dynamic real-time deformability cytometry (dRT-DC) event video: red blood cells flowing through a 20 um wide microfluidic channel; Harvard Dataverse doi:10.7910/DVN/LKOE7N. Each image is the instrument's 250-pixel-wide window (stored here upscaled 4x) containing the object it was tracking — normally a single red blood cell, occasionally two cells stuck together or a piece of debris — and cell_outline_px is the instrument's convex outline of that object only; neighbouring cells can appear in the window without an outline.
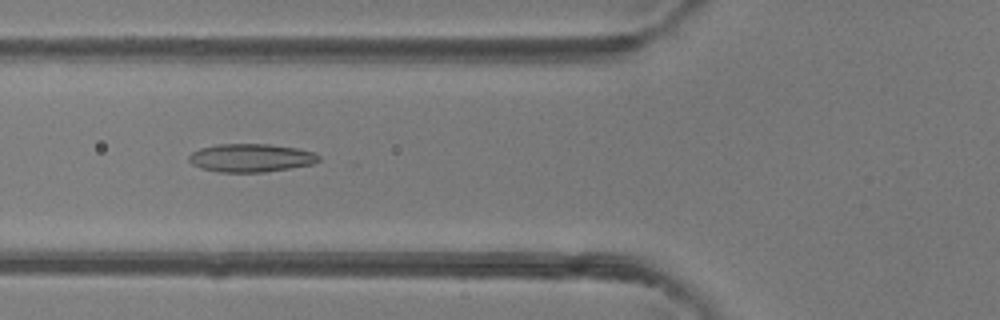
{"species": "common noctule bat (a hibernating species)", "species_latin": "Nyctalus noctula", "temperature_condition": "room temperature", "stored_images_in_passage": 42, "camera_frame_rate_fps": 3000, "um_per_image_px": 0.085, "animal": {"sex": "female"}, "frame": {"image": 1, "passage_image": 12, "time_ms": 3.667, "image_size_px": [1000, 320], "cell_outline_px": [[320, 160], [312, 164], [264, 172], [220, 172], [200, 168], [192, 164], [188, 160], [188, 156], [192, 152], [200, 148], [216, 144], [268, 144], [300, 148], [312, 152], [320, 156]], "centroid_in_image_um": [21.31, 13.41], "position_along_channel_um": 104.5, "area_um2": 21.39}}
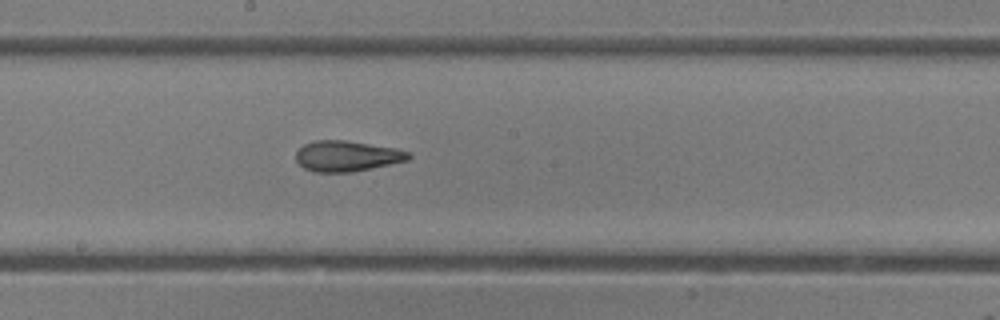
{"frame": {"image": 2, "passage_image": 20, "time_ms": 6.333, "image_size_px": [1000, 320], "cell_outline_px": [[412, 156], [408, 160], [372, 168], [352, 172], [312, 172], [304, 168], [296, 160], [296, 152], [304, 144], [316, 140], [344, 140], [396, 148], [408, 152]], "centroid_in_image_um": [29.48, 13.27], "position_along_channel_um": 218.7, "area_um2": 20.06}}
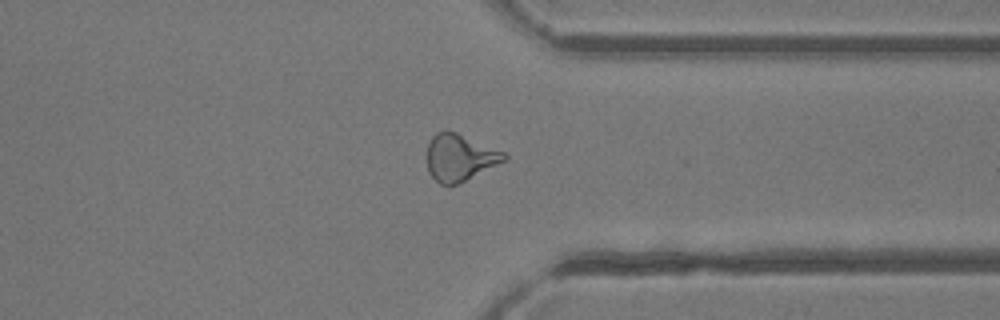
{"frame": {"image": 3, "passage_image": 31, "time_ms": 10.0, "image_size_px": [1000, 320], "cell_outline_px": [[508, 160], [456, 184], [440, 184], [428, 172], [428, 144], [432, 136], [436, 132], [444, 128], [448, 128], [504, 152], [508, 156]], "centroid_in_image_um": [39.08, 13.34], "position_along_channel_um": 372.3, "area_um2": 21.1}, "authors_computed_cell_mechanics": {"area_um2": 20.9525, "velocity_mm_per_s": 4.2721, "shape_relaxation_time_tau1_ms": 8.0081, "shape_relaxation_time_tau2_ms": 2.6929, "deformation_change_tau1": 0.202, "deformation_change_tau2": 0.1114}}